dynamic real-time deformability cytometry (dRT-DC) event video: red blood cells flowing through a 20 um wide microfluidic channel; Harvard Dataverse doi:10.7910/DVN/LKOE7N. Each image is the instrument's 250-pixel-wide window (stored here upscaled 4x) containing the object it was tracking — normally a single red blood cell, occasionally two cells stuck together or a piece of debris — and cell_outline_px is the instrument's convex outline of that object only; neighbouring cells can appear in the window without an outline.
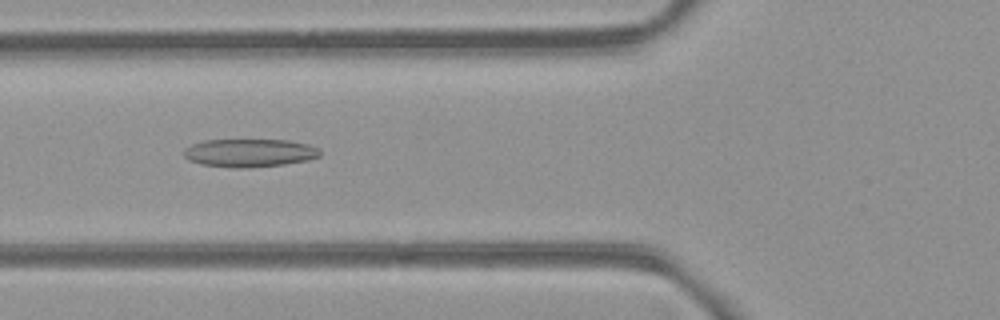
{"species": "common noctule bat (a hibernating species)", "species_latin": "Nyctalus noctula", "temperature_condition": "room temperature", "stored_images_in_passage": 7, "camera_frame_rate_fps": 3000, "um_per_image_px": 0.085, "animal": {"sex": "female", "body_mass_g": 21.9}, "frame": {"image": 1, "passage_image": 5, "time_ms": 4.333, "image_size_px": [1000, 320], "cell_outline_px": [[320, 156], [308, 160], [284, 164], [248, 168], [232, 168], [200, 164], [188, 160], [184, 156], [184, 148], [192, 144], [204, 140], [288, 140], [308, 144], [320, 148]], "centroid_in_image_um": [21.2, 13.0], "position_along_channel_um": 104.6, "area_um2": 22.48}}
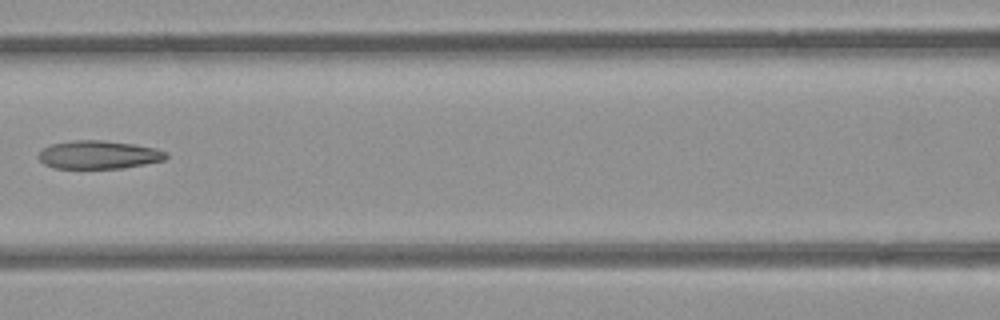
{"frame": {"image": 2, "passage_image": 6, "time_ms": 5.667, "image_size_px": [1000, 320], "cell_outline_px": [[168, 156], [164, 160], [124, 168], [52, 168], [44, 164], [36, 156], [44, 148], [52, 144], [72, 140], [104, 140], [136, 144], [156, 148], [168, 152]], "centroid_in_image_um": [8.4, 13.15], "position_along_channel_um": 158.2, "area_um2": 21.15}}
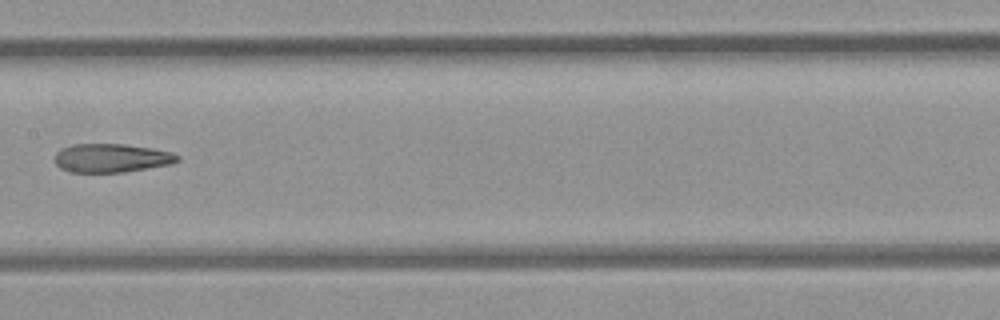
{"frame": {"image": 3, "passage_image": 7, "time_ms": 6.667, "image_size_px": [1000, 320], "cell_outline_px": [[180, 160], [172, 164], [124, 172], [68, 172], [60, 168], [56, 164], [56, 152], [72, 144], [124, 144], [152, 148], [172, 152], [180, 156]], "centroid_in_image_um": [9.51, 13.43], "position_along_channel_um": 197.9, "area_um2": 20.52}}